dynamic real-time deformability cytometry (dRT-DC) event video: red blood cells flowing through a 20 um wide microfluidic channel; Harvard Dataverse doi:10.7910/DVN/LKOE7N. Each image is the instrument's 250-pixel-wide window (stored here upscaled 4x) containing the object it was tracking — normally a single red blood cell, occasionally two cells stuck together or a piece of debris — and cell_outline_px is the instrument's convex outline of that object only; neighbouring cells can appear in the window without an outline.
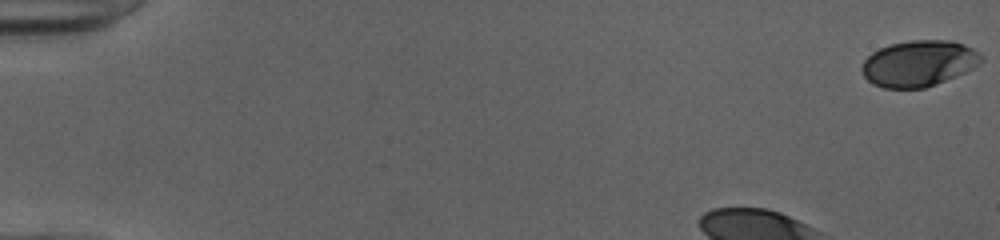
{"species": "human", "species_latin": "Homo sapiens", "temperature_condition": "cold", "stored_images_in_passage": 39, "camera_frame_rate_fps": 3000, "um_per_image_px": 0.085, "donor": {"sex": "female"}, "frame": {"image": 1, "passage_image": 1, "time_ms": 0.0, "image_size_px": [1000, 240], "cell_outline_px": [[984, 60], [980, 64], [956, 76], [936, 84], [924, 88], [884, 88], [872, 84], [864, 76], [860, 68], [864, 60], [872, 52], [888, 44], [912, 40], [948, 40], [964, 44], [980, 52], [984, 56]], "centroid_in_image_um": [78.1, 5.38], "position_along_channel_um": 6.9, "area_um2": 32.25}}
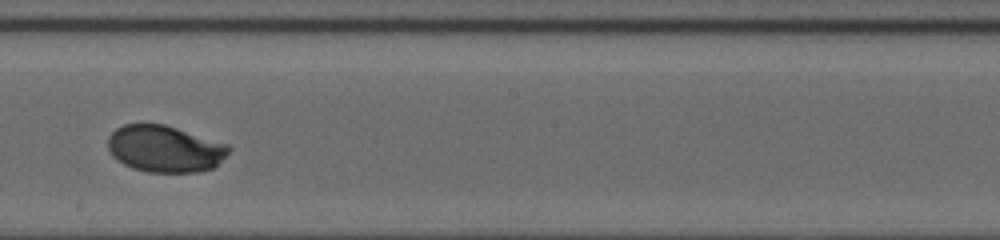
{"frame": {"image": 2, "passage_image": 26, "time_ms": 8.333, "image_size_px": [1000, 240], "cell_outline_px": [[232, 148], [212, 168], [196, 172], [148, 172], [132, 168], [116, 160], [112, 156], [108, 148], [108, 136], [116, 128], [124, 124], [164, 124], [228, 144]], "centroid_in_image_um": [13.97, 12.64], "position_along_channel_um": 234.2, "area_um2": 32.77}}
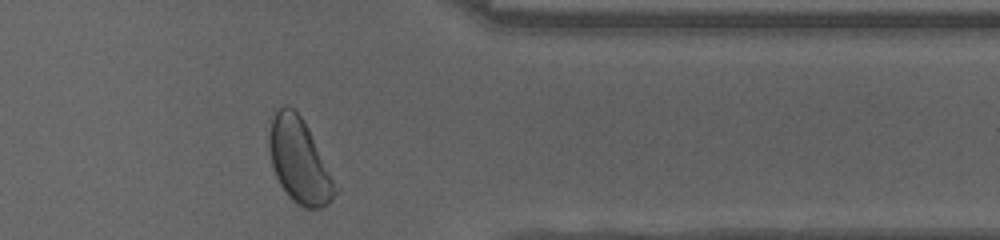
{"frame": {"image": 3, "passage_image": 38, "time_ms": 12.333, "image_size_px": [1000, 240], "cell_outline_px": [[340, 188], [332, 200], [328, 204], [320, 208], [304, 208], [292, 200], [288, 196], [280, 184], [272, 168], [268, 148], [268, 136], [272, 116], [284, 104], [288, 104], [300, 116], [308, 128]], "centroid_in_image_um": [25.45, 13.69], "position_along_channel_um": 385.9, "area_um2": 32.83}, "authors_computed_cell_mechanics": {"area_um2": 33.2928, "velocity_mm_per_s": 3.9958, "shape_relaxation_time_tau1_ms": 2.0264, "shape_relaxation_time_tau2_ms": null, "deformation_change_tau1": 0.1186, "deformation_change_tau2": null}}